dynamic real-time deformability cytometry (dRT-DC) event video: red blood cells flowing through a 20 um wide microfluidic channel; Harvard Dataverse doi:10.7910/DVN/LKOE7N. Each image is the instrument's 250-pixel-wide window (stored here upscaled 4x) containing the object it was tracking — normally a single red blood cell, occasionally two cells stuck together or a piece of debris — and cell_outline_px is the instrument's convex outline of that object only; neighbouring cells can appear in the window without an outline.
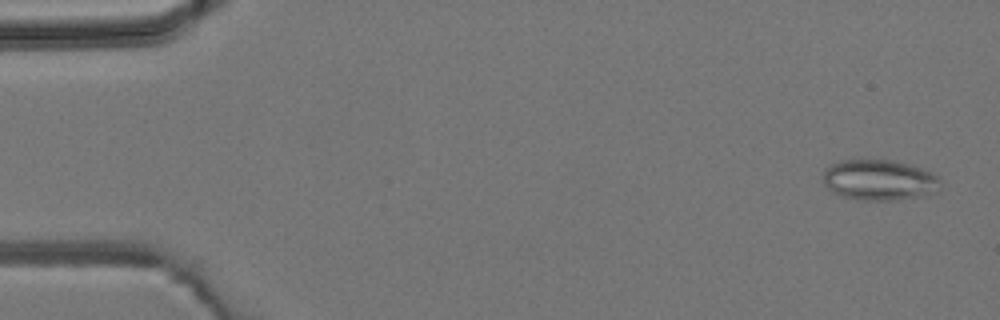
{"species": "common noctule bat (a hibernating species)", "species_latin": "Nyctalus noctula", "temperature_condition": "room temperature", "stored_images_in_passage": 5, "camera_frame_rate_fps": 3000, "um_per_image_px": 0.085, "animal": {"sex": "male", "body_mass_g": 19.2, "forearm_length_mm": 51.8}, "frame": {"image": 1, "passage_image": 1, "time_ms": 0.0, "image_size_px": [1000, 320], "cell_outline_px": [[940, 188], [936, 192], [896, 200], [860, 200], [840, 196], [832, 192], [824, 184], [824, 172], [832, 164], [840, 160], [864, 156], [892, 160], [908, 164], [920, 168], [936, 176], [940, 180]], "centroid_in_image_um": [74.68, 15.26], "position_along_channel_um": 10.3, "area_um2": 28.26}}